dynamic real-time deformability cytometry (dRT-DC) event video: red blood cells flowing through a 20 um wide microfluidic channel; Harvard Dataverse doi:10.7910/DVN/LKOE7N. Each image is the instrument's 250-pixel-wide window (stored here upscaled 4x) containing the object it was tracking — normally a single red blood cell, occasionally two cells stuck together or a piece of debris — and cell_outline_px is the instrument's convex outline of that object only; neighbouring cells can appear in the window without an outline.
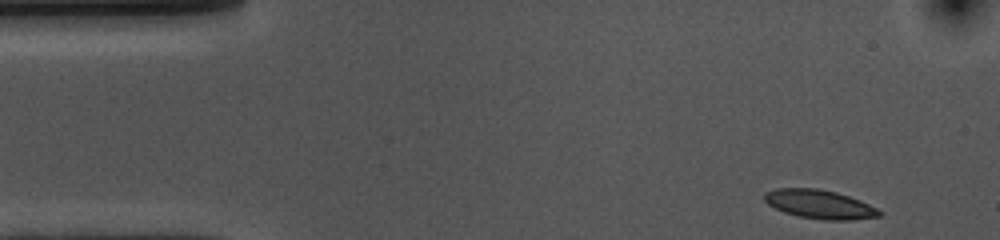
{"species": "common noctule bat (a hibernating species)", "species_latin": "Nyctalus noctula", "temperature_condition": "cold", "stored_images_in_passage": 41, "camera_frame_rate_fps": 3000, "um_per_image_px": 0.085, "animal": {"sex": "female", "body_mass_g": 10.0, "forearm_length_mm": 53.1}, "frame": {"image": 1, "passage_image": 1, "time_ms": 0.0, "image_size_px": [1000, 240], "cell_outline_px": [[880, 216], [852, 220], [824, 220], [800, 216], [784, 212], [768, 204], [764, 200], [764, 192], [776, 188], [816, 188], [836, 192], [860, 200], [876, 208], [880, 212]], "centroid_in_image_um": [69.64, 17.36], "position_along_channel_um": 15.4, "area_um2": 19.13}}
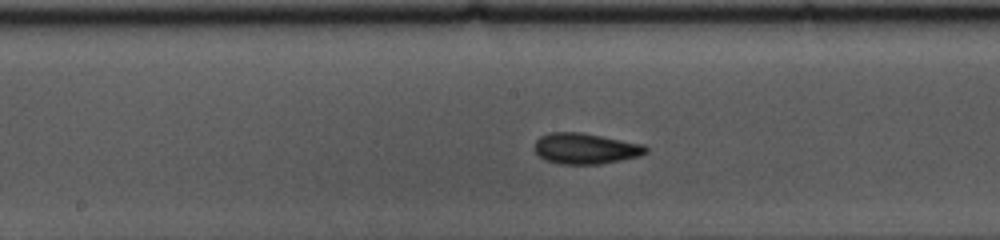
{"frame": {"image": 2, "passage_image": 23, "time_ms": 7.333, "image_size_px": [1000, 240], "cell_outline_px": [[648, 152], [640, 156], [600, 164], [560, 164], [544, 160], [532, 148], [536, 140], [540, 136], [552, 132], [580, 132], [644, 144], [648, 148]], "centroid_in_image_um": [49.75, 12.63], "position_along_channel_um": 198.5, "area_um2": 20.11}}
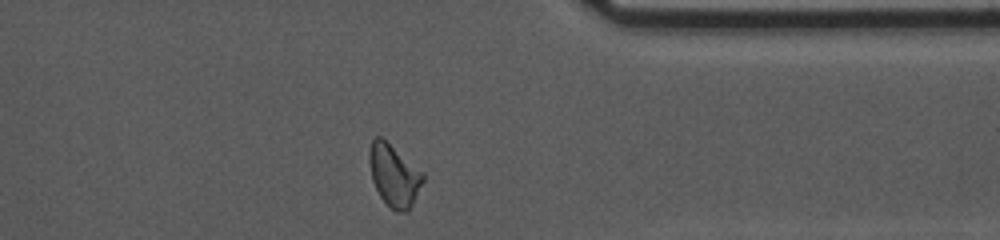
{"frame": {"image": 3, "passage_image": 39, "time_ms": 12.667, "image_size_px": [1000, 240], "cell_outline_px": [[424, 180], [408, 212], [396, 212], [380, 196], [372, 180], [368, 160], [368, 152], [372, 140], [376, 136], [380, 136], [424, 172]], "centroid_in_image_um": [33.49, 14.9], "position_along_channel_um": 377.9, "area_um2": 19.31}, "authors_computed_cell_mechanics": {"area_um2": 19.1896, "velocity_mm_per_s": 3.5858, "shape_relaxation_time_tau1_ms": 3.0499, "shape_relaxation_time_tau2_ms": 1.9778, "deformation_change_tau1": 0.1261, "deformation_change_tau2": 0.0831}}